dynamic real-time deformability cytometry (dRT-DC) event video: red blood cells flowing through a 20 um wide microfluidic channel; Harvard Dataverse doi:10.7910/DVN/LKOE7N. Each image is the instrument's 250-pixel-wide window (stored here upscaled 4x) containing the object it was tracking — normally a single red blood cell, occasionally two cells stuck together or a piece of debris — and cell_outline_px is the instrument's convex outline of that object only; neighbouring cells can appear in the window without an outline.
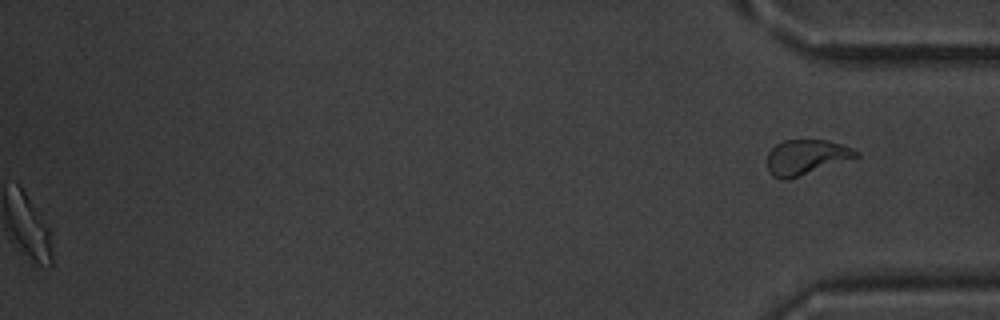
{"species": "common noctule bat (a hibernating species)", "species_latin": "Nyctalus noctula", "temperature_condition": "warm", "stored_images_in_passage": 54, "segment_of_instrument_passage": [2, 2], "camera_frame_rate_fps": 3000, "um_per_image_px": 0.085, "animal": {"sex": "male", "body_mass_g": 20.1, "forearm_length_mm": 53.5}, "frame": {"image": 1, "passage_image": 54, "time_ms": 17.667, "image_size_px": [1000, 320], "cell_outline_px": [[860, 156], [788, 180], [780, 180], [772, 176], [768, 172], [768, 152], [776, 144], [784, 140], [828, 140], [852, 148], [860, 152]], "centroid_in_image_um": [68.51, 13.37], "position_along_channel_um": 366.7, "area_um2": 18.21}}